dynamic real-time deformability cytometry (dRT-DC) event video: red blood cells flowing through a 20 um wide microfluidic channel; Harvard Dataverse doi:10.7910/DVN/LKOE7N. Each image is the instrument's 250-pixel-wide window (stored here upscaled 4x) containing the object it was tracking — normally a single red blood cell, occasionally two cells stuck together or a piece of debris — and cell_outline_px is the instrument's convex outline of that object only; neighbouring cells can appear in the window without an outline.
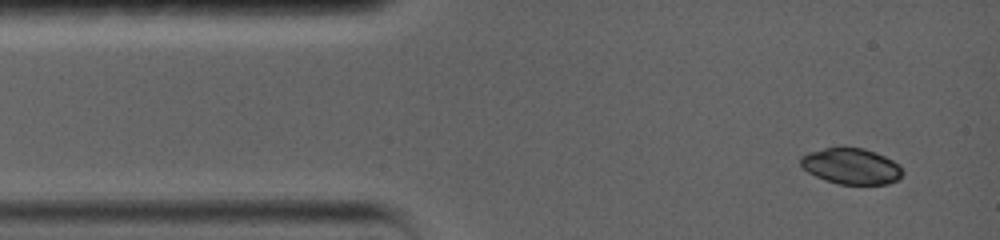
{"species": "common noctule bat (a hibernating species)", "species_latin": "Nyctalus noctula", "temperature_condition": "warm", "stored_images_in_passage": 3, "camera_frame_rate_fps": 5000, "um_per_image_px": 0.085, "animal": {"sex": "female", "body_mass_g": 19.0, "forearm_length_mm": 56.7}, "frame": {"image": 1, "passage_image": 1, "time_ms": 0.0, "image_size_px": [1000, 240], "cell_outline_px": [[904, 172], [896, 180], [888, 184], [840, 184], [824, 180], [808, 172], [800, 164], [800, 156], [824, 148], [864, 148], [884, 156], [892, 160]], "centroid_in_image_um": [72.34, 14.14], "position_along_channel_um": 12.7, "area_um2": 20.98}}